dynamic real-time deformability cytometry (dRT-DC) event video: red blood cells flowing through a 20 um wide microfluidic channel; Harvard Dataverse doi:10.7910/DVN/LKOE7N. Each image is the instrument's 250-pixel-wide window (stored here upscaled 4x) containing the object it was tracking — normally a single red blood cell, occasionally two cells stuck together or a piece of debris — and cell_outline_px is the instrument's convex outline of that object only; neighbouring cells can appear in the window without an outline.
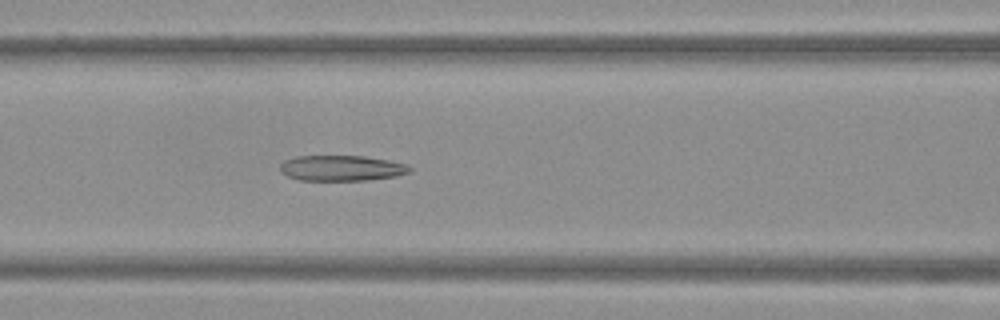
{"species": "Egyptian fruit bat (a non-hibernating species)", "species_latin": "Rousettus aegyptiacus", "temperature_condition": "warm", "stored_images_in_passage": 57, "camera_frame_rate_fps": 3000, "um_per_image_px": 0.085, "frame": {"image": 1, "passage_image": 25, "time_ms": 8.0, "image_size_px": [1000, 320], "cell_outline_px": [[412, 172], [396, 176], [368, 180], [296, 180], [280, 172], [280, 164], [284, 160], [296, 156], [364, 156], [388, 160], [408, 164], [412, 168]], "centroid_in_image_um": [29.04, 14.29], "position_along_channel_um": 137.6, "area_um2": 19.48}}
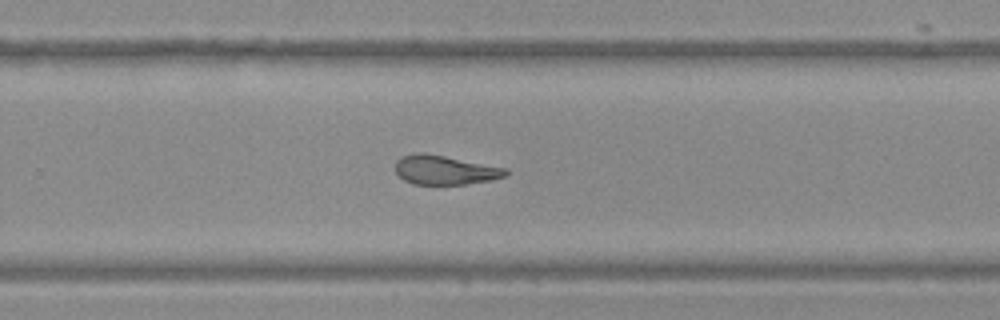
{"frame": {"image": 2, "passage_image": 38, "time_ms": 12.333, "image_size_px": [1000, 320], "cell_outline_px": [[508, 176], [492, 180], [464, 184], [412, 184], [404, 180], [396, 172], [396, 160], [400, 156], [416, 152], [424, 152], [508, 168]], "centroid_in_image_um": [37.83, 14.44], "position_along_channel_um": 292.0, "area_um2": 18.96}}
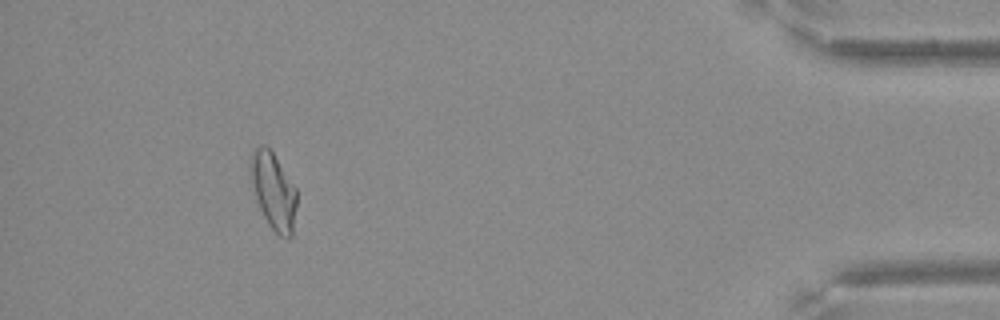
{"frame": {"image": 3, "passage_image": 53, "time_ms": 17.333, "image_size_px": [1000, 320], "cell_outline_px": [[296, 208], [292, 236], [288, 240], [284, 240], [268, 224], [260, 208], [256, 196], [248, 164], [248, 160], [252, 152], [260, 144], [264, 144], [272, 152], [296, 188]], "centroid_in_image_um": [23.24, 16.24], "position_along_channel_um": 412.0, "area_um2": 20.52}}